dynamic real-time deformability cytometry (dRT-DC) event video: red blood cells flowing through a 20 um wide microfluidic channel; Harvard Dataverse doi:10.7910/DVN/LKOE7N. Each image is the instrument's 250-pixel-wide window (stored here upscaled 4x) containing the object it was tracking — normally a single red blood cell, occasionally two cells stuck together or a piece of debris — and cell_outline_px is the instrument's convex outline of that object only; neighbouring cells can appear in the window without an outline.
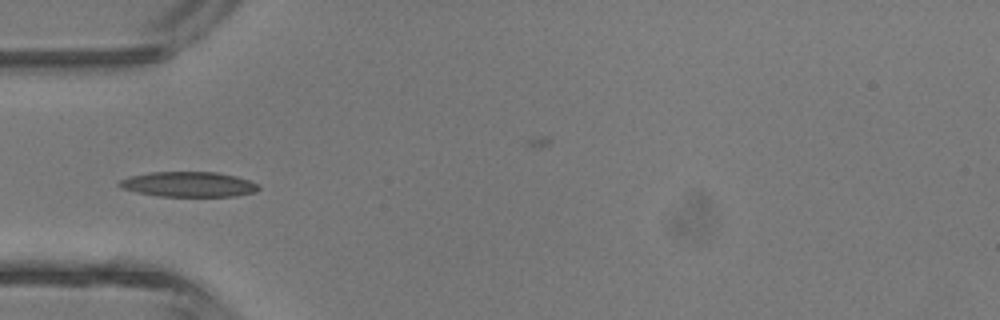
{"species": "common noctule bat (a hibernating species)", "species_latin": "Nyctalus noctula", "temperature_condition": "room temperature", "stored_images_in_passage": 4, "camera_frame_rate_fps": 3000, "um_per_image_px": 0.085, "animal": {"sex": "male", "body_mass_g": 13.3}, "frame": {"image": 1, "passage_image": 2, "time_ms": 1.333, "image_size_px": [1000, 320], "cell_outline_px": [[260, 188], [256, 192], [236, 196], [160, 196], [136, 192], [120, 188], [116, 184], [120, 180], [128, 176], [148, 172], [216, 172], [236, 176], [260, 184]], "centroid_in_image_um": [16.01, 15.66], "position_along_channel_um": 69.0, "area_um2": 20.58}}
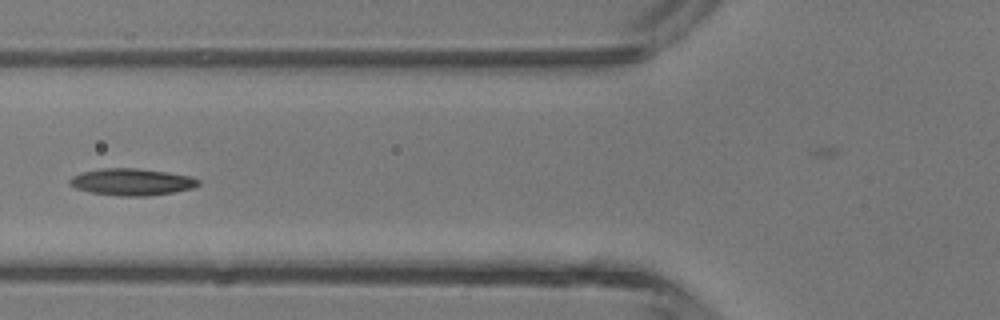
{"frame": {"image": 2, "passage_image": 3, "time_ms": 2.333, "image_size_px": [1000, 320], "cell_outline_px": [[200, 184], [192, 188], [172, 192], [148, 196], [120, 196], [92, 192], [76, 188], [68, 184], [68, 180], [72, 176], [80, 172], [100, 168], [136, 168], [168, 172], [192, 176], [200, 180]], "centroid_in_image_um": [11.19, 15.45], "position_along_channel_um": 114.6, "area_um2": 20.23}}
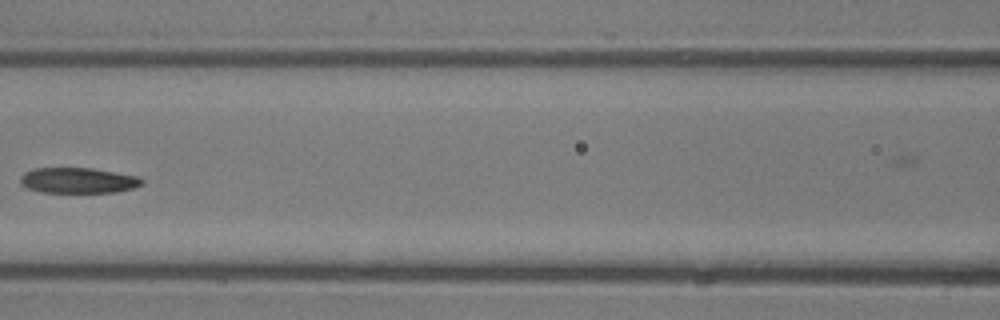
{"frame": {"image": 3, "passage_image": 4, "time_ms": 3.333, "image_size_px": [1000, 320], "cell_outline_px": [[144, 184], [132, 188], [116, 192], [40, 192], [28, 188], [20, 184], [20, 176], [24, 172], [36, 168], [92, 168], [136, 176], [144, 180]], "centroid_in_image_um": [6.62, 15.33], "position_along_channel_um": 160.0, "area_um2": 18.03}}